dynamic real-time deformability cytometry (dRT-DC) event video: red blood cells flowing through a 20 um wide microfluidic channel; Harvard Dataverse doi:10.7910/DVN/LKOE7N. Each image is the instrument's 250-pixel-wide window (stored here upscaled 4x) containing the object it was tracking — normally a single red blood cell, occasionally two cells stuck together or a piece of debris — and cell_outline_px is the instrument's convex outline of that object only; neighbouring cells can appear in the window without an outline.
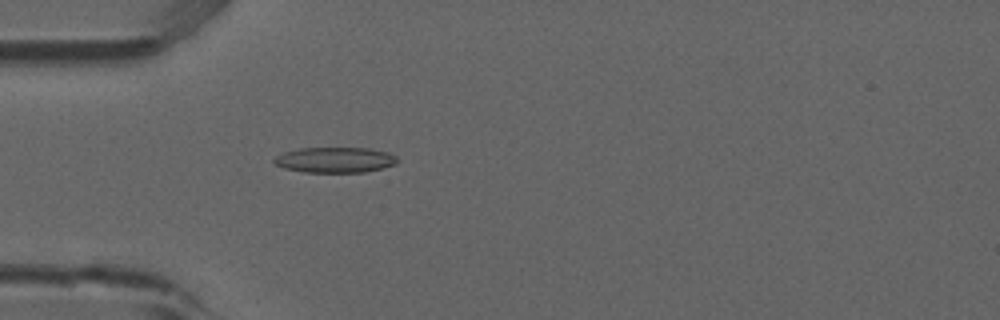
{"species": "common noctule bat (a hibernating species)", "species_latin": "Nyctalus noctula", "temperature_condition": "room temperature", "stored_images_in_passage": 52, "camera_frame_rate_fps": 3000, "um_per_image_px": 0.085, "animal": {"sex": "male", "forearm_length_mm": 52.5}, "frame": {"image": 1, "passage_image": 15, "time_ms": 4.667, "image_size_px": [1000, 320], "cell_outline_px": [[400, 160], [396, 164], [364, 172], [304, 172], [284, 168], [276, 164], [272, 160], [276, 156], [284, 152], [300, 148], [368, 148], [388, 152], [396, 156]], "centroid_in_image_um": [28.49, 13.59], "position_along_channel_um": 56.5, "area_um2": 18.26}}
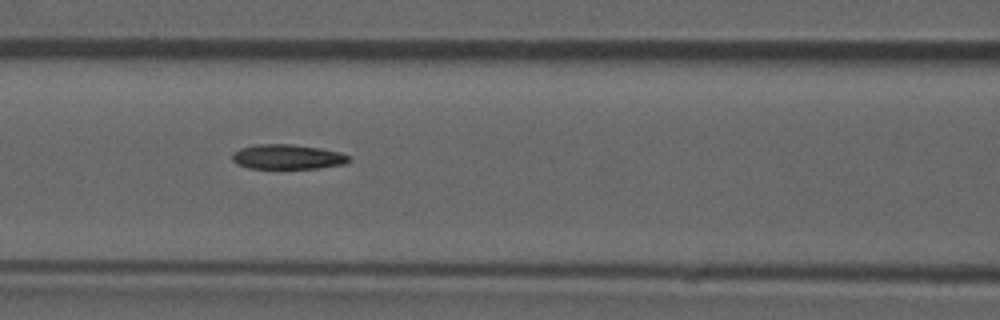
{"frame": {"image": 2, "passage_image": 22, "time_ms": 7.0, "image_size_px": [1000, 320], "cell_outline_px": [[348, 160], [344, 164], [316, 168], [248, 168], [236, 164], [232, 160], [232, 152], [240, 148], [256, 144], [292, 144], [320, 148], [340, 152], [348, 156]], "centroid_in_image_um": [24.37, 13.32], "position_along_channel_um": 142.2, "area_um2": 16.76}}
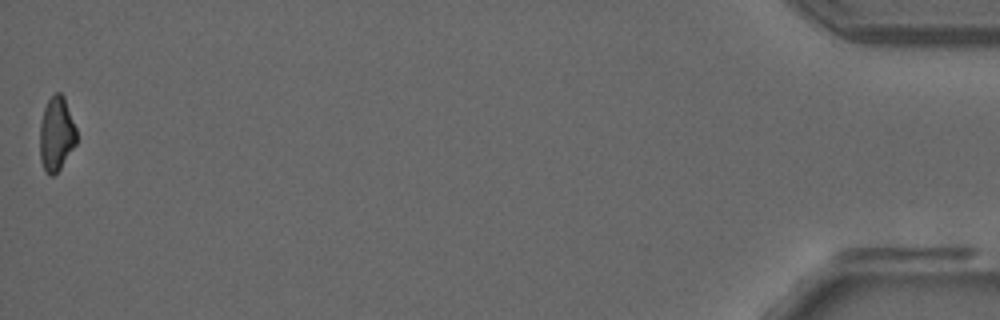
{"frame": {"image": 3, "passage_image": 52, "time_ms": 17.0, "image_size_px": [1000, 320], "cell_outline_px": [[76, 144], [60, 168], [52, 176], [48, 176], [40, 160], [40, 124], [44, 108], [48, 100], [56, 92], [60, 92], [64, 96], [76, 128]], "centroid_in_image_um": [4.79, 11.38], "position_along_channel_um": 430.4, "area_um2": 15.78}}